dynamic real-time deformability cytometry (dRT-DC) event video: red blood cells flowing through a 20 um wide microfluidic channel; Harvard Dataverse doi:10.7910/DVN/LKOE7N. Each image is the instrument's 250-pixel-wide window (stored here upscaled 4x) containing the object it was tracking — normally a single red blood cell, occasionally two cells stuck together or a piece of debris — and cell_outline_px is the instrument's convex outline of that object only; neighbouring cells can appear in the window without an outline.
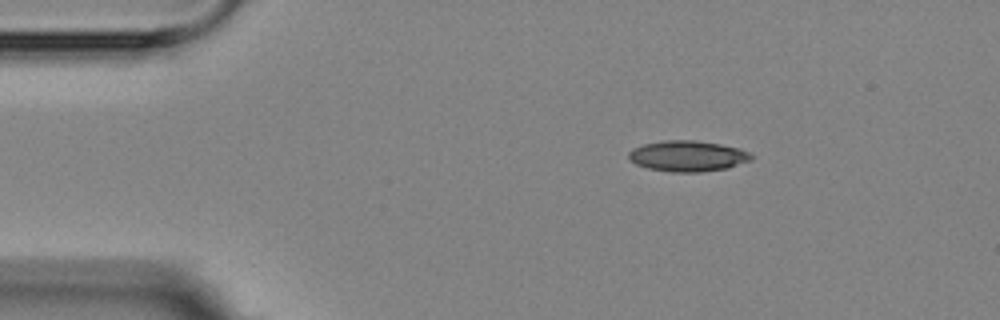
{"species": "Egyptian fruit bat (a non-hibernating species)", "species_latin": "Rousettus aegyptiacus", "temperature_condition": "room temperature", "stored_images_in_passage": 3, "camera_frame_rate_fps": 3000, "um_per_image_px": 0.085, "animal": {"sex": "female"}, "frame": {"image": 1, "passage_image": 1, "time_ms": 0.0, "image_size_px": [1000, 320], "cell_outline_px": [[752, 160], [728, 168], [700, 172], [672, 172], [648, 168], [636, 164], [628, 156], [628, 152], [632, 148], [644, 144], [664, 140], [696, 140], [720, 144], [740, 148], [748, 152], [752, 156]], "centroid_in_image_um": [58.46, 13.26], "position_along_channel_um": 26.5, "area_um2": 22.02}}
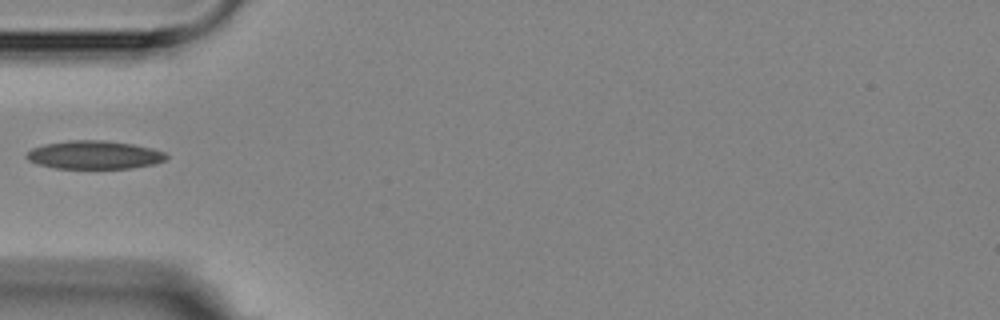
{"frame": {"image": 2, "passage_image": 3, "time_ms": 3.0, "image_size_px": [1000, 320], "cell_outline_px": [[168, 160], [152, 164], [132, 168], [56, 168], [36, 164], [28, 160], [24, 156], [32, 148], [44, 144], [68, 140], [104, 140], [132, 144], [152, 148], [164, 152], [168, 156]], "centroid_in_image_um": [8.01, 13.16], "position_along_channel_um": 77.0, "area_um2": 23.12}}